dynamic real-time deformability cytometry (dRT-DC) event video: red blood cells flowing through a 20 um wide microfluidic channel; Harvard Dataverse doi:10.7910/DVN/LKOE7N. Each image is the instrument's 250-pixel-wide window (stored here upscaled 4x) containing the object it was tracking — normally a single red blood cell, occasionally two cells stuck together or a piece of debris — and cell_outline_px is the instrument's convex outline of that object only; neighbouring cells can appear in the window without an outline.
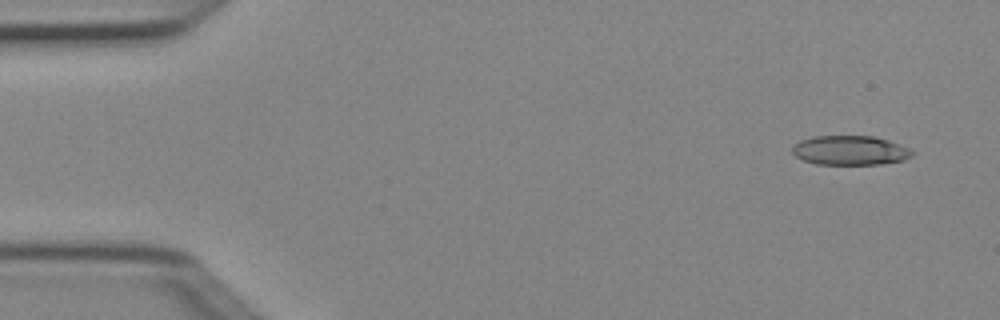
{"species": "Egyptian fruit bat (a non-hibernating species)", "species_latin": "Rousettus aegyptiacus", "temperature_condition": "cold", "stored_images_in_passage": 4, "camera_frame_rate_fps": 3000, "um_per_image_px": 0.085, "animal": {"sex": "female"}, "frame": {"image": 1, "passage_image": 1, "time_ms": 0.0, "image_size_px": [1000, 320], "cell_outline_px": [[912, 156], [904, 160], [880, 164], [816, 164], [804, 160], [796, 156], [792, 152], [792, 148], [800, 140], [812, 136], [872, 136], [888, 140], [908, 148], [912, 152]], "centroid_in_image_um": [72.24, 12.78], "position_along_channel_um": 12.8, "area_um2": 20.35}}
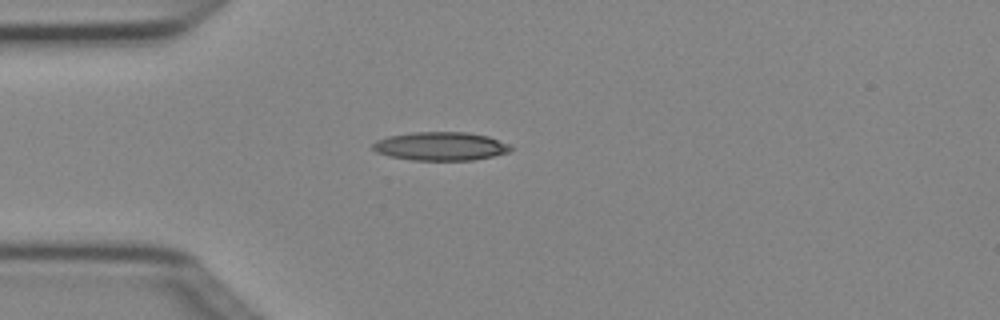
{"frame": {"image": 2, "passage_image": 4, "time_ms": 1.0, "image_size_px": [1000, 320], "cell_outline_px": [[512, 148], [508, 152], [492, 156], [472, 160], [412, 160], [388, 156], [376, 152], [372, 148], [372, 144], [376, 140], [388, 136], [412, 132], [468, 132], [488, 136], [508, 144]], "centroid_in_image_um": [37.41, 12.42], "position_along_channel_um": 47.6, "area_um2": 22.89}}